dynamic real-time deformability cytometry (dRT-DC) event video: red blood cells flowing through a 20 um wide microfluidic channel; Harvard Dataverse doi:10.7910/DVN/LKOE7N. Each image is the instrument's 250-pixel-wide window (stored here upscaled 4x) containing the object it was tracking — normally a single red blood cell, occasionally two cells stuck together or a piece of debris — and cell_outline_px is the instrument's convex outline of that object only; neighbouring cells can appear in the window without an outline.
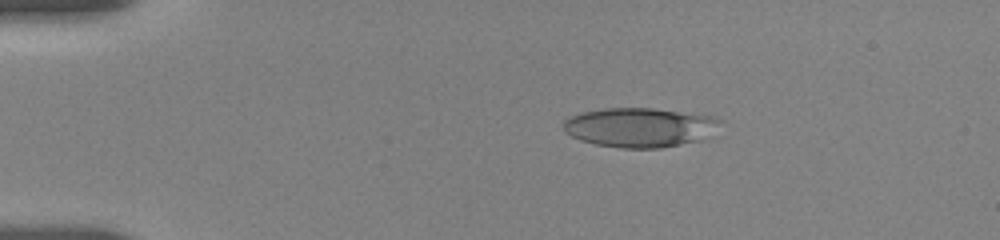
{"species": "human", "species_latin": "Homo sapiens", "temperature_condition": "room temperature", "stored_images_in_passage": 11, "camera_frame_rate_fps": 3000, "um_per_image_px": 0.085, "donor": {"sex": "female"}, "frame": {"image": 1, "passage_image": 1, "time_ms": 0.0, "image_size_px": [1000, 240], "cell_outline_px": [[724, 120], [700, 140], [660, 148], [620, 148], [596, 144], [580, 140], [564, 132], [564, 120], [568, 116], [580, 112], [604, 108], [652, 108], [716, 116]], "centroid_in_image_um": [54.33, 10.81], "position_along_channel_um": 30.7, "area_um2": 35.95}}
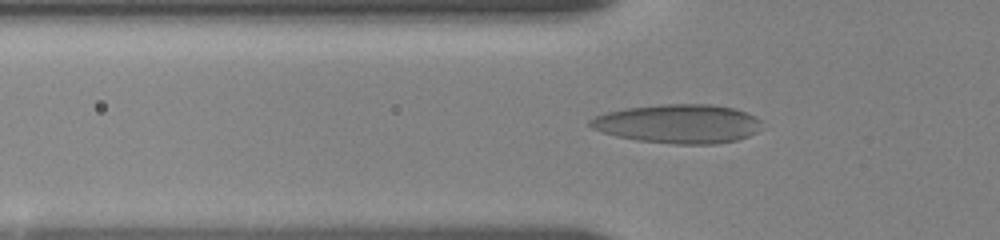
{"frame": {"image": 2, "passage_image": 7, "time_ms": 2.667, "image_size_px": [1000, 240], "cell_outline_px": [[764, 120], [756, 132], [748, 136], [736, 140], [716, 144], [676, 144], [636, 140], [616, 136], [592, 128], [588, 124], [588, 120], [596, 116], [608, 112], [628, 108], [660, 104], [712, 104], [736, 108], [756, 116]], "centroid_in_image_um": [57.69, 10.51], "position_along_channel_um": 68.1, "area_um2": 39.07}}
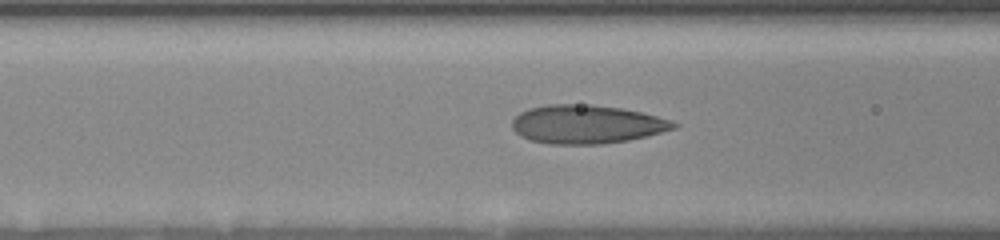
{"frame": {"image": 3, "passage_image": 10, "time_ms": 4.0, "image_size_px": [1000, 240], "cell_outline_px": [[680, 124], [676, 128], [648, 136], [628, 140], [604, 144], [548, 144], [532, 140], [520, 136], [512, 128], [512, 120], [520, 112], [528, 108], [548, 104], [592, 104], [620, 108], [640, 112], [672, 120]], "centroid_in_image_um": [49.87, 10.56], "position_along_channel_um": 116.7, "area_um2": 36.53}}